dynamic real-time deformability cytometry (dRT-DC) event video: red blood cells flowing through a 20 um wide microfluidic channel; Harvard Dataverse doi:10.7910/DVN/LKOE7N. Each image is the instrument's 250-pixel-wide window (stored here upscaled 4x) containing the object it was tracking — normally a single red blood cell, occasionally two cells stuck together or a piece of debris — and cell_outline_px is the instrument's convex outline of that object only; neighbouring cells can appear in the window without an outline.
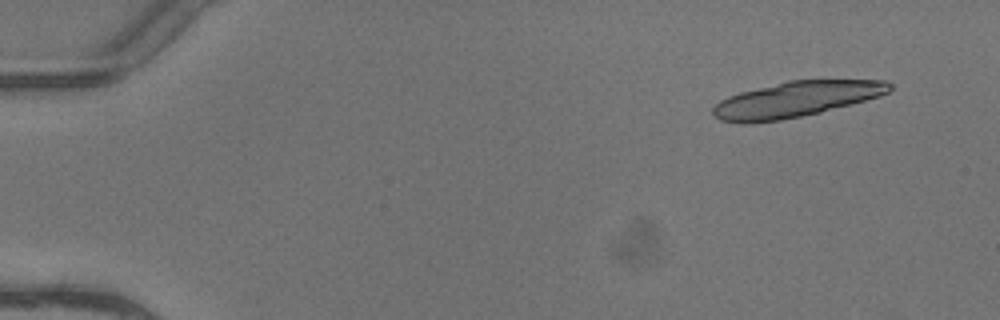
{"species": "common noctule bat (a hibernating species)", "species_latin": "Nyctalus noctula", "temperature_condition": "warm", "stored_images_in_passage": 6, "camera_frame_rate_fps": 3000, "um_per_image_px": 0.085, "animal": {"sex": "female"}, "frame": {"image": 1, "passage_image": 2, "time_ms": 0.333, "image_size_px": [1000, 320], "cell_outline_px": [[892, 88], [888, 92], [880, 96], [820, 112], [780, 120], [740, 124], [720, 120], [712, 116], [712, 108], [720, 100], [728, 96], [740, 92], [788, 80], [884, 80], [892, 84]], "centroid_in_image_um": [67.61, 8.45], "position_along_channel_um": 17.4, "area_um2": 36.47}}
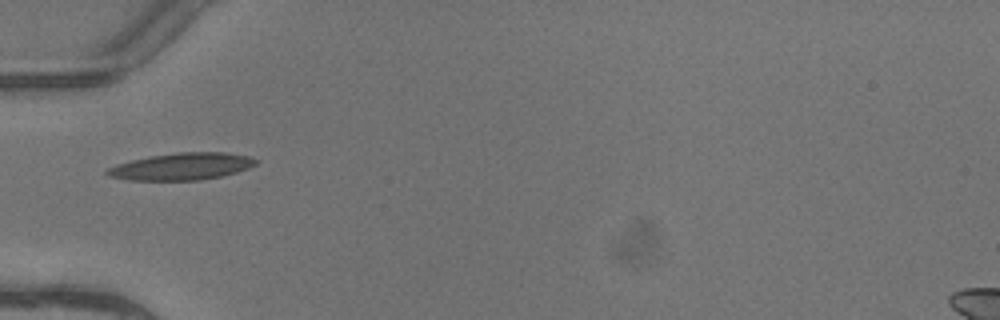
{"frame": {"image": 2, "passage_image": 6, "time_ms": 1.667, "image_size_px": [1000, 320], "cell_outline_px": [[260, 160], [256, 164], [248, 168], [236, 172], [220, 176], [200, 180], [128, 180], [108, 176], [104, 172], [108, 168], [116, 164], [148, 156], [176, 152], [224, 152], [248, 156]], "centroid_in_image_um": [15.43, 14.14], "position_along_channel_um": 69.6, "area_um2": 23.47}}